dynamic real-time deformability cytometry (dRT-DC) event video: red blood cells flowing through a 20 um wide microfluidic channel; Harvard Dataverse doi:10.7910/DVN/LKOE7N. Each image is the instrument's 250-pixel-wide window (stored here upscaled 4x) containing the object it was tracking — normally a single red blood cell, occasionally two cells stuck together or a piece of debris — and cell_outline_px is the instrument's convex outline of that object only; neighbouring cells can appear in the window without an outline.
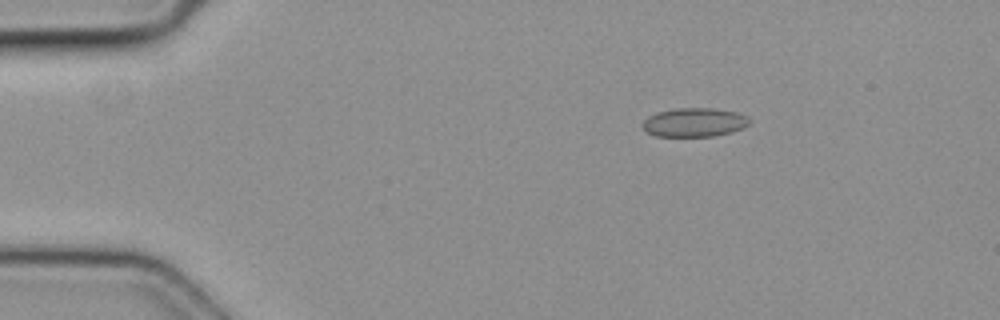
{"species": "common noctule bat (a hibernating species)", "species_latin": "Nyctalus noctula", "temperature_condition": "cold", "stored_images_in_passage": 45, "camera_frame_rate_fps": 3000, "um_per_image_px": 0.085, "animal": {"sex": "female", "body_mass_g": 19.3, "forearm_length_mm": 54.1}, "frame": {"image": 1, "passage_image": 1, "time_ms": 0.0, "image_size_px": [1000, 320], "cell_outline_px": [[752, 120], [744, 128], [732, 132], [716, 136], [656, 136], [648, 132], [640, 124], [648, 116], [656, 112], [676, 108], [712, 108], [736, 112], [748, 116]], "centroid_in_image_um": [59.04, 10.4], "position_along_channel_um": 26.0, "area_um2": 18.15}}
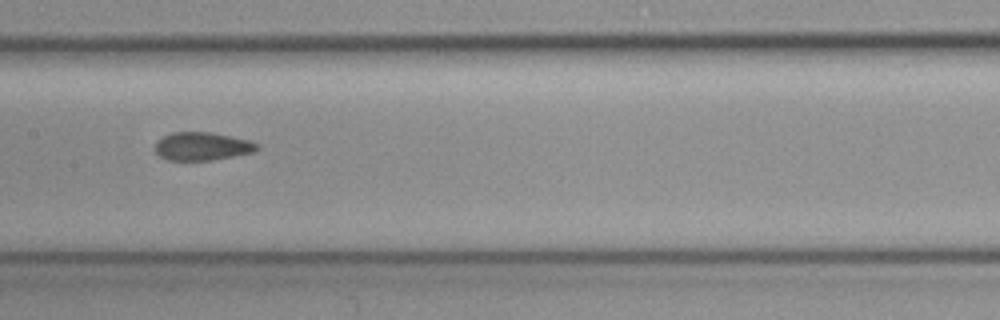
{"frame": {"image": 2, "passage_image": 19, "time_ms": 6.0, "image_size_px": [1000, 320], "cell_outline_px": [[260, 148], [252, 152], [212, 160], [168, 160], [160, 156], [156, 152], [156, 140], [172, 132], [208, 132], [248, 140], [260, 144]], "centroid_in_image_um": [17.17, 12.43], "position_along_channel_um": 190.2, "area_um2": 16.53}}
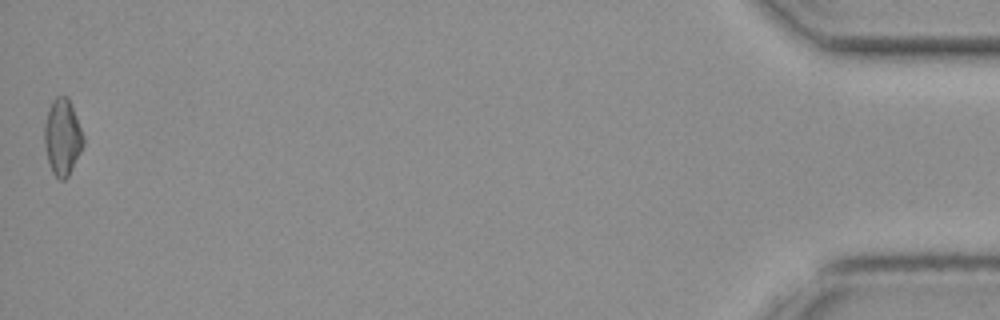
{"frame": {"image": 3, "passage_image": 45, "time_ms": 14.667, "image_size_px": [1000, 320], "cell_outline_px": [[84, 144], [68, 176], [64, 180], [60, 180], [52, 172], [48, 160], [44, 144], [44, 124], [48, 108], [52, 100], [56, 96], [68, 96], [84, 136]], "centroid_in_image_um": [5.29, 11.63], "position_along_channel_um": 429.9, "area_um2": 17.28}}